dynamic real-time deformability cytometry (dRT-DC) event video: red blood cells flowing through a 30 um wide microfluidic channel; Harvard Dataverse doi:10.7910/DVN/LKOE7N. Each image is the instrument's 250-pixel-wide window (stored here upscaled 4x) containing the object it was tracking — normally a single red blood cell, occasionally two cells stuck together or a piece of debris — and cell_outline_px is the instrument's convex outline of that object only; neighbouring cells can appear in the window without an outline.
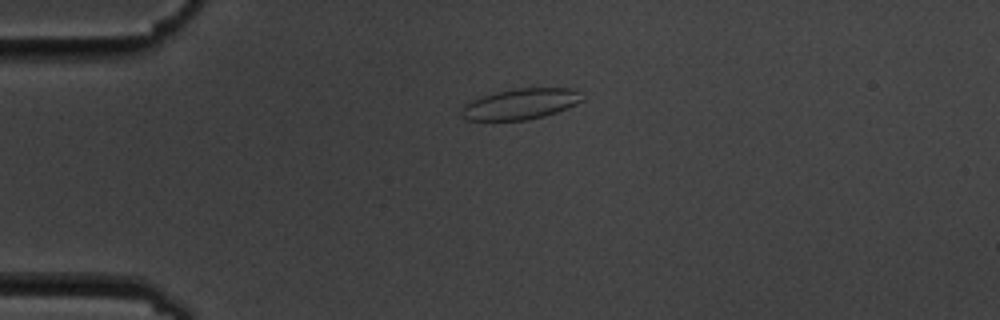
{"species": "common noctule bat (a hibernating species)", "species_latin": "Nyctalus noctula", "temperature_condition": "cold", "stored_images_in_passage": 4, "camera_frame_rate_fps": 3000, "um_per_image_px": 0.085, "animal": {"sex": "male", "body_mass_g": 19.5, "forearm_length_mm": 54.6}, "frame": {"image": 1, "passage_image": 3, "time_ms": 2.333, "image_size_px": [1000, 320], "cell_outline_px": [[584, 100], [576, 104], [556, 112], [544, 116], [528, 120], [468, 120], [460, 116], [460, 112], [464, 104], [472, 100], [496, 92], [516, 88], [576, 88], [580, 92]], "centroid_in_image_um": [44.26, 8.83], "position_along_channel_um": 40.7, "area_um2": 21.68}}